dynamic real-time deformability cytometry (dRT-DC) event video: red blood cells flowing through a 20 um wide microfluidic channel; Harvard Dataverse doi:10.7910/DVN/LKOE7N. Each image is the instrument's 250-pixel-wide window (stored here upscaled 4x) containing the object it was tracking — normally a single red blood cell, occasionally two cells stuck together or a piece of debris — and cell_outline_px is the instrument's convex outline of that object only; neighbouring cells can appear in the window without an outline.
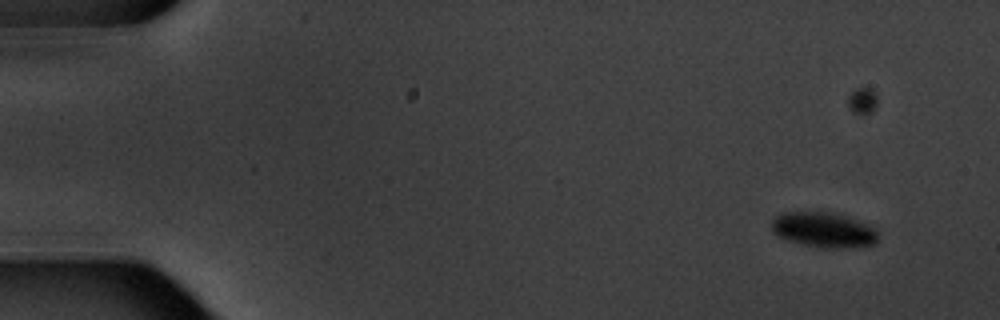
{"species": "common noctule bat (a hibernating species)", "species_latin": "Nyctalus noctula", "temperature_condition": "warm", "stored_images_in_passage": 8, "camera_frame_rate_fps": 3000, "um_per_image_px": 0.085, "animal": {"sex": "male", "body_mass_g": 20.1, "forearm_length_mm": 53.5}, "frame": {"image": 1, "passage_image": 2, "time_ms": 1.333, "image_size_px": [1000, 320], "cell_outline_px": [[880, 236], [876, 244], [860, 248], [820, 248], [788, 240], [776, 236], [772, 228], [772, 220], [776, 216], [784, 212], [828, 212], [848, 216], [868, 224]], "centroid_in_image_um": [70.06, 19.56], "position_along_channel_um": 14.9, "area_um2": 22.08}}